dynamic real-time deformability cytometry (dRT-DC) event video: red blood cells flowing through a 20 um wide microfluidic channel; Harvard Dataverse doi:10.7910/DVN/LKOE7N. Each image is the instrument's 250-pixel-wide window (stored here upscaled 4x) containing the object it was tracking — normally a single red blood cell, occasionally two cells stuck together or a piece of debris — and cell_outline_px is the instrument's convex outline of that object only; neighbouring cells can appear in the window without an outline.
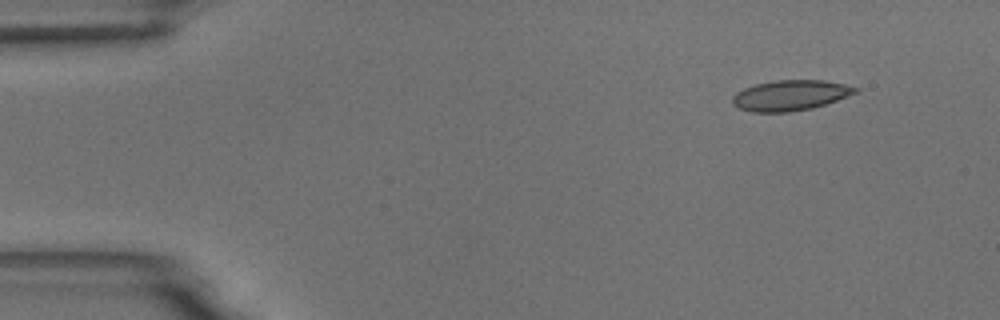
{"species": "common noctule bat (a hibernating species)", "species_latin": "Nyctalus noctula", "temperature_condition": "room temperature", "stored_images_in_passage": 5, "camera_frame_rate_fps": 3000, "um_per_image_px": 0.085, "animal": {"sex": "male", "body_mass_g": 18.8}, "frame": {"image": 1, "passage_image": 1, "time_ms": 0.0, "image_size_px": [1000, 320], "cell_outline_px": [[860, 88], [856, 92], [836, 100], [812, 108], [788, 112], [752, 112], [740, 108], [732, 104], [732, 96], [736, 92], [744, 88], [756, 84], [772, 80], [824, 80], [844, 84]], "centroid_in_image_um": [67.14, 8.1], "position_along_channel_um": 17.9, "area_um2": 21.68}}
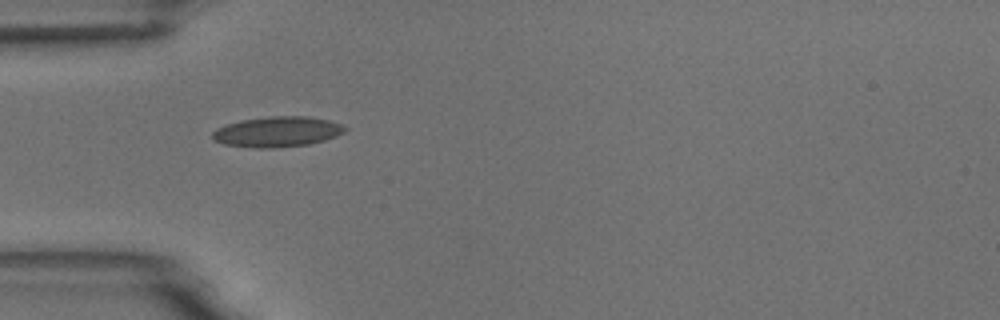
{"frame": {"image": 2, "passage_image": 4, "time_ms": 3.667, "image_size_px": [1000, 320], "cell_outline_px": [[348, 128], [344, 132], [336, 136], [324, 140], [308, 144], [272, 148], [256, 148], [224, 144], [212, 140], [212, 132], [216, 128], [224, 124], [240, 120], [272, 116], [308, 116], [328, 120], [340, 124]], "centroid_in_image_um": [23.53, 11.19], "position_along_channel_um": 61.5, "area_um2": 23.52}}